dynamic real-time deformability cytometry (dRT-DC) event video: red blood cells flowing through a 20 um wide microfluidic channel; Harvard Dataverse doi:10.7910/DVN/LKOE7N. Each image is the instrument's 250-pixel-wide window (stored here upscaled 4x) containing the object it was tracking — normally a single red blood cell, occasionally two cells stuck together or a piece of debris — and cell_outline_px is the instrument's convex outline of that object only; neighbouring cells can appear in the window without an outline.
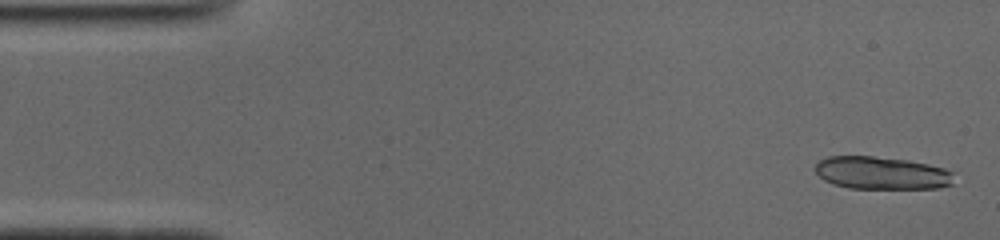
{"species": "common noctule bat (a hibernating species)", "species_latin": "Nyctalus noctula", "temperature_condition": "cold", "stored_images_in_passage": 51, "segment_of_instrument_passage": [1, 2], "camera_frame_rate_fps": 3000, "um_per_image_px": 0.085, "animal": {"sex": "male", "body_mass_g": 19.0, "forearm_length_mm": 50.8}, "frame": {"image": 1, "passage_image": 2, "time_ms": 0.333, "image_size_px": [1000, 240], "cell_outline_px": [[952, 184], [940, 188], [848, 188], [832, 184], [824, 180], [816, 172], [816, 164], [820, 160], [828, 156], [872, 156], [908, 160], [928, 164], [944, 168], [952, 172]], "centroid_in_image_um": [74.92, 14.7], "position_along_channel_um": 10.1, "area_um2": 26.36}}